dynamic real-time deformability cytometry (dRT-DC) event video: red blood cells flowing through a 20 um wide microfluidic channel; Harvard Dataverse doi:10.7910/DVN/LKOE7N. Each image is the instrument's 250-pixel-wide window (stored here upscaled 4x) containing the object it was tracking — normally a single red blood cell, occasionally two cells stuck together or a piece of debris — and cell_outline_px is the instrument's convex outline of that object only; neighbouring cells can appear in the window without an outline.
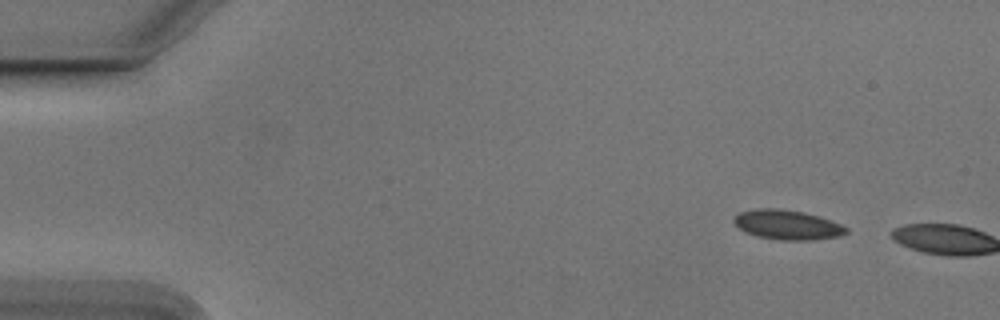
{"species": "Egyptian fruit bat (a non-hibernating species)", "species_latin": "Rousettus aegyptiacus", "temperature_condition": "cold", "stored_images_in_passage": 3, "camera_frame_rate_fps": 3000, "um_per_image_px": 0.085, "animal": {"sex": "male"}, "frame": {"image": 1, "passage_image": 1, "time_ms": 0.0, "image_size_px": [1000, 320], "cell_outline_px": [[848, 232], [840, 236], [812, 240], [780, 240], [760, 236], [748, 232], [740, 228], [732, 220], [740, 212], [756, 208], [776, 208], [804, 212], [820, 216], [832, 220], [848, 228]], "centroid_in_image_um": [66.97, 19.1], "position_along_channel_um": 18.0, "area_um2": 19.25}}